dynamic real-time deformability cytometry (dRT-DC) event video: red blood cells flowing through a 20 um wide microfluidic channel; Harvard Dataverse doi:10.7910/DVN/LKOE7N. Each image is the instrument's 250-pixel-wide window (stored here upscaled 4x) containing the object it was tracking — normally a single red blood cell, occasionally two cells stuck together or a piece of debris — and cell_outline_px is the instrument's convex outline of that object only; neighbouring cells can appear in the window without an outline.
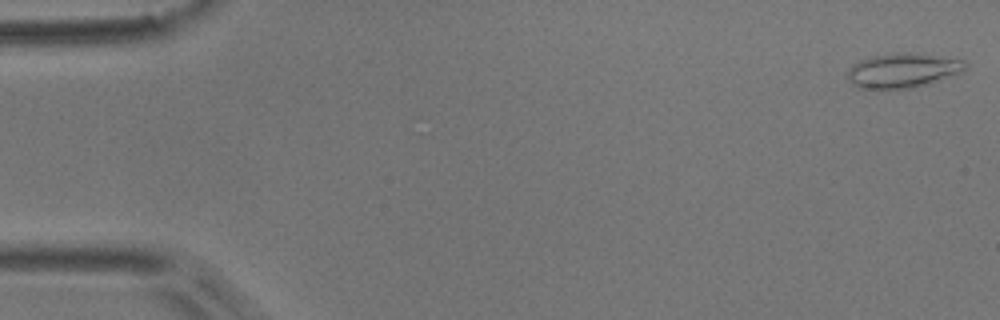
{"species": "common noctule bat (a hibernating species)", "species_latin": "Nyctalus noctula", "temperature_condition": "room temperature", "stored_images_in_passage": 5, "camera_frame_rate_fps": 3000, "um_per_image_px": 0.085, "animal": {"sex": "male", "body_mass_g": 17.9}, "frame": {"image": 1, "passage_image": 1, "time_ms": 0.0, "image_size_px": [1000, 320], "cell_outline_px": [[968, 64], [964, 72], [928, 84], [912, 88], [860, 88], [852, 84], [848, 76], [848, 72], [852, 64], [860, 60], [876, 56], [932, 56], [964, 60]], "centroid_in_image_um": [76.77, 6.05], "position_along_channel_um": 8.2, "area_um2": 22.43}}